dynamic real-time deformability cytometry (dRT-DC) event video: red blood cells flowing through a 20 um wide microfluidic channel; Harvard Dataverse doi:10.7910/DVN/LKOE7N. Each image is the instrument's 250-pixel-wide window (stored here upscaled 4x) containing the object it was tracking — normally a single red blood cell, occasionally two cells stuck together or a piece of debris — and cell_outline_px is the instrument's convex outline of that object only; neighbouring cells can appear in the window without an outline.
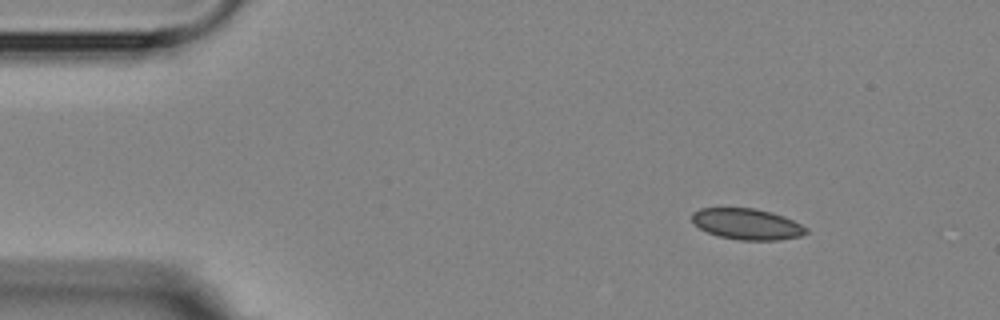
{"species": "Egyptian fruit bat (a non-hibernating species)", "species_latin": "Rousettus aegyptiacus", "temperature_condition": "room temperature", "stored_images_in_passage": 5, "camera_frame_rate_fps": 3000, "um_per_image_px": 0.085, "animal": {"sex": "female"}, "frame": {"image": 1, "passage_image": 1, "time_ms": 0.0, "image_size_px": [1000, 320], "cell_outline_px": [[808, 232], [800, 236], [780, 240], [740, 240], [720, 236], [708, 232], [700, 228], [692, 220], [692, 212], [700, 208], [752, 208], [772, 212], [784, 216], [808, 228]], "centroid_in_image_um": [63.51, 19.04], "position_along_channel_um": 21.5, "area_um2": 20.52}}
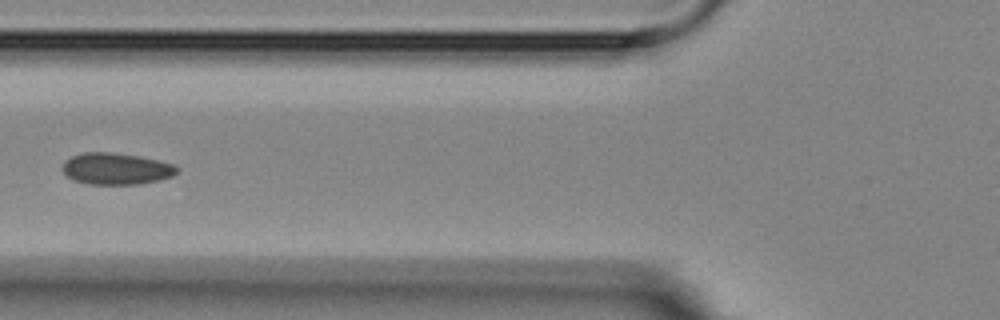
{"frame": {"image": 2, "passage_image": 5, "time_ms": 4.667, "image_size_px": [1000, 320], "cell_outline_px": [[180, 172], [172, 176], [160, 180], [140, 184], [88, 184], [72, 180], [60, 168], [64, 160], [72, 156], [84, 152], [112, 152], [140, 156], [160, 160], [172, 164], [180, 168]], "centroid_in_image_um": [9.88, 14.34], "position_along_channel_um": 115.9, "area_um2": 21.44}}